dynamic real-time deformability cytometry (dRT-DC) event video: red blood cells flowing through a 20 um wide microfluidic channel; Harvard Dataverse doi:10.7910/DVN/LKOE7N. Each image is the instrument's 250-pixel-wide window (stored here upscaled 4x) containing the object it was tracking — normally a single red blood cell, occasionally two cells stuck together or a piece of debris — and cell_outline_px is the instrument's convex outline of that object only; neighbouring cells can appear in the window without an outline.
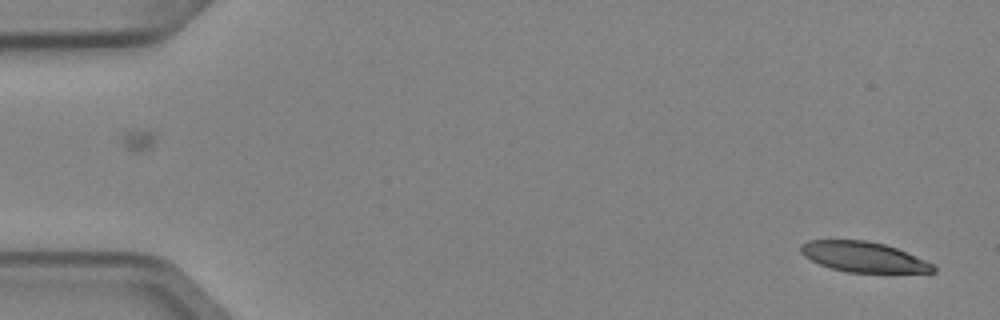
{"species": "Egyptian fruit bat (a non-hibernating species)", "species_latin": "Rousettus aegyptiacus", "temperature_condition": "cold", "stored_images_in_passage": 4, "camera_frame_rate_fps": 3000, "um_per_image_px": 0.085, "animal": {"sex": "female"}, "frame": {"image": 1, "passage_image": 4, "time_ms": 1.0, "image_size_px": [1000, 320], "cell_outline_px": [[936, 272], [848, 272], [832, 268], [820, 264], [804, 256], [800, 252], [800, 244], [808, 240], [868, 240], [884, 244], [896, 248], [936, 264]], "centroid_in_image_um": [73.41, 21.83], "position_along_channel_um": 11.6, "area_um2": 23.29}}